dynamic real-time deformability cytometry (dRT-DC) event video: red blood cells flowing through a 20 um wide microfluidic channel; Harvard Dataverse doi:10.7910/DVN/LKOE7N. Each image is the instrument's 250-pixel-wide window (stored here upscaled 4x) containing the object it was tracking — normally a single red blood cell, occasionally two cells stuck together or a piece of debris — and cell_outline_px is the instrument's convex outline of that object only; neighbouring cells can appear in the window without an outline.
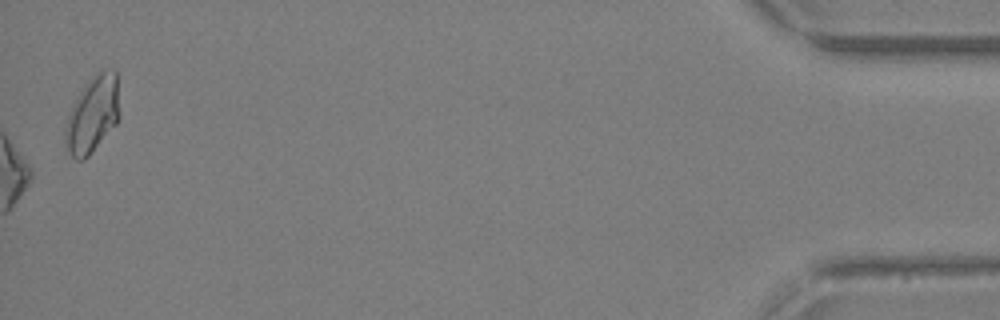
{"species": "Egyptian fruit bat (a non-hibernating species)", "species_latin": "Rousettus aegyptiacus", "temperature_condition": "warm", "stored_images_in_passage": 34, "camera_frame_rate_fps": 3000, "um_per_image_px": 0.085, "animal": {"sex": "female"}, "frame": {"image": 1, "passage_image": 34, "time_ms": 11.0, "image_size_px": [1000, 320], "cell_outline_px": [[120, 116], [116, 124], [88, 156], [84, 160], [76, 160], [64, 148], [64, 128], [72, 104], [84, 84], [96, 72], [116, 72], [120, 112]], "centroid_in_image_um": [7.83, 9.77], "position_along_channel_um": 427.4, "area_um2": 24.28}}